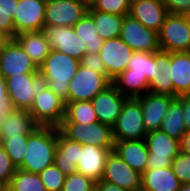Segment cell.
Masks as SVG:
<instances>
[{
	"instance_id": "obj_14",
	"label": "cell",
	"mask_w": 190,
	"mask_h": 191,
	"mask_svg": "<svg viewBox=\"0 0 190 191\" xmlns=\"http://www.w3.org/2000/svg\"><path fill=\"white\" fill-rule=\"evenodd\" d=\"M51 50L65 53L79 61L86 54L85 43L77 36L73 27L51 26L42 30Z\"/></svg>"
},
{
	"instance_id": "obj_32",
	"label": "cell",
	"mask_w": 190,
	"mask_h": 191,
	"mask_svg": "<svg viewBox=\"0 0 190 191\" xmlns=\"http://www.w3.org/2000/svg\"><path fill=\"white\" fill-rule=\"evenodd\" d=\"M65 104V118L62 122L83 123L84 125L98 122V117L91 101L68 102Z\"/></svg>"
},
{
	"instance_id": "obj_1",
	"label": "cell",
	"mask_w": 190,
	"mask_h": 191,
	"mask_svg": "<svg viewBox=\"0 0 190 191\" xmlns=\"http://www.w3.org/2000/svg\"><path fill=\"white\" fill-rule=\"evenodd\" d=\"M155 72L154 53L134 52L127 69L113 79L112 84L122 95L136 98L148 92Z\"/></svg>"
},
{
	"instance_id": "obj_39",
	"label": "cell",
	"mask_w": 190,
	"mask_h": 191,
	"mask_svg": "<svg viewBox=\"0 0 190 191\" xmlns=\"http://www.w3.org/2000/svg\"><path fill=\"white\" fill-rule=\"evenodd\" d=\"M16 169L9 155L0 144V187H7L9 185Z\"/></svg>"
},
{
	"instance_id": "obj_33",
	"label": "cell",
	"mask_w": 190,
	"mask_h": 191,
	"mask_svg": "<svg viewBox=\"0 0 190 191\" xmlns=\"http://www.w3.org/2000/svg\"><path fill=\"white\" fill-rule=\"evenodd\" d=\"M7 191H46L39 174L16 169Z\"/></svg>"
},
{
	"instance_id": "obj_12",
	"label": "cell",
	"mask_w": 190,
	"mask_h": 191,
	"mask_svg": "<svg viewBox=\"0 0 190 191\" xmlns=\"http://www.w3.org/2000/svg\"><path fill=\"white\" fill-rule=\"evenodd\" d=\"M120 38L134 52L154 53L160 50L158 33L144 27L130 15H125Z\"/></svg>"
},
{
	"instance_id": "obj_31",
	"label": "cell",
	"mask_w": 190,
	"mask_h": 191,
	"mask_svg": "<svg viewBox=\"0 0 190 191\" xmlns=\"http://www.w3.org/2000/svg\"><path fill=\"white\" fill-rule=\"evenodd\" d=\"M73 29L78 37L85 43L86 53H99L104 40L97 33L93 18L85 15Z\"/></svg>"
},
{
	"instance_id": "obj_17",
	"label": "cell",
	"mask_w": 190,
	"mask_h": 191,
	"mask_svg": "<svg viewBox=\"0 0 190 191\" xmlns=\"http://www.w3.org/2000/svg\"><path fill=\"white\" fill-rule=\"evenodd\" d=\"M133 53L134 51L120 37L104 40L99 55L111 80L127 69Z\"/></svg>"
},
{
	"instance_id": "obj_40",
	"label": "cell",
	"mask_w": 190,
	"mask_h": 191,
	"mask_svg": "<svg viewBox=\"0 0 190 191\" xmlns=\"http://www.w3.org/2000/svg\"><path fill=\"white\" fill-rule=\"evenodd\" d=\"M80 65L85 68L92 69L93 71L108 76L103 60L99 53H86L80 60Z\"/></svg>"
},
{
	"instance_id": "obj_47",
	"label": "cell",
	"mask_w": 190,
	"mask_h": 191,
	"mask_svg": "<svg viewBox=\"0 0 190 191\" xmlns=\"http://www.w3.org/2000/svg\"><path fill=\"white\" fill-rule=\"evenodd\" d=\"M0 100H8L6 78L0 73Z\"/></svg>"
},
{
	"instance_id": "obj_41",
	"label": "cell",
	"mask_w": 190,
	"mask_h": 191,
	"mask_svg": "<svg viewBox=\"0 0 190 191\" xmlns=\"http://www.w3.org/2000/svg\"><path fill=\"white\" fill-rule=\"evenodd\" d=\"M14 16L15 10L0 9V32L14 39Z\"/></svg>"
},
{
	"instance_id": "obj_34",
	"label": "cell",
	"mask_w": 190,
	"mask_h": 191,
	"mask_svg": "<svg viewBox=\"0 0 190 191\" xmlns=\"http://www.w3.org/2000/svg\"><path fill=\"white\" fill-rule=\"evenodd\" d=\"M27 141L28 135H19L18 137H8L0 143L16 168H19L24 162Z\"/></svg>"
},
{
	"instance_id": "obj_54",
	"label": "cell",
	"mask_w": 190,
	"mask_h": 191,
	"mask_svg": "<svg viewBox=\"0 0 190 191\" xmlns=\"http://www.w3.org/2000/svg\"><path fill=\"white\" fill-rule=\"evenodd\" d=\"M93 0H83V2L91 3Z\"/></svg>"
},
{
	"instance_id": "obj_50",
	"label": "cell",
	"mask_w": 190,
	"mask_h": 191,
	"mask_svg": "<svg viewBox=\"0 0 190 191\" xmlns=\"http://www.w3.org/2000/svg\"><path fill=\"white\" fill-rule=\"evenodd\" d=\"M178 191H190V183L187 184H181Z\"/></svg>"
},
{
	"instance_id": "obj_20",
	"label": "cell",
	"mask_w": 190,
	"mask_h": 191,
	"mask_svg": "<svg viewBox=\"0 0 190 191\" xmlns=\"http://www.w3.org/2000/svg\"><path fill=\"white\" fill-rule=\"evenodd\" d=\"M143 111V122L147 133L159 130L170 102L175 98L168 94H153L146 92L136 97Z\"/></svg>"
},
{
	"instance_id": "obj_5",
	"label": "cell",
	"mask_w": 190,
	"mask_h": 191,
	"mask_svg": "<svg viewBox=\"0 0 190 191\" xmlns=\"http://www.w3.org/2000/svg\"><path fill=\"white\" fill-rule=\"evenodd\" d=\"M59 131L68 139L85 144H92L101 148H114L112 127L101 122L83 123L61 122Z\"/></svg>"
},
{
	"instance_id": "obj_37",
	"label": "cell",
	"mask_w": 190,
	"mask_h": 191,
	"mask_svg": "<svg viewBox=\"0 0 190 191\" xmlns=\"http://www.w3.org/2000/svg\"><path fill=\"white\" fill-rule=\"evenodd\" d=\"M95 188L94 180L77 172L66 176L62 191H93Z\"/></svg>"
},
{
	"instance_id": "obj_11",
	"label": "cell",
	"mask_w": 190,
	"mask_h": 191,
	"mask_svg": "<svg viewBox=\"0 0 190 191\" xmlns=\"http://www.w3.org/2000/svg\"><path fill=\"white\" fill-rule=\"evenodd\" d=\"M65 108V101L47 88L34 97L28 112L40 126L58 127L65 118Z\"/></svg>"
},
{
	"instance_id": "obj_35",
	"label": "cell",
	"mask_w": 190,
	"mask_h": 191,
	"mask_svg": "<svg viewBox=\"0 0 190 191\" xmlns=\"http://www.w3.org/2000/svg\"><path fill=\"white\" fill-rule=\"evenodd\" d=\"M131 0H93L89 7L94 11L114 15H129Z\"/></svg>"
},
{
	"instance_id": "obj_38",
	"label": "cell",
	"mask_w": 190,
	"mask_h": 191,
	"mask_svg": "<svg viewBox=\"0 0 190 191\" xmlns=\"http://www.w3.org/2000/svg\"><path fill=\"white\" fill-rule=\"evenodd\" d=\"M171 167L181 184L190 183V155L180 151L173 159Z\"/></svg>"
},
{
	"instance_id": "obj_42",
	"label": "cell",
	"mask_w": 190,
	"mask_h": 191,
	"mask_svg": "<svg viewBox=\"0 0 190 191\" xmlns=\"http://www.w3.org/2000/svg\"><path fill=\"white\" fill-rule=\"evenodd\" d=\"M162 2L169 13L181 15L190 13V0H162Z\"/></svg>"
},
{
	"instance_id": "obj_23",
	"label": "cell",
	"mask_w": 190,
	"mask_h": 191,
	"mask_svg": "<svg viewBox=\"0 0 190 191\" xmlns=\"http://www.w3.org/2000/svg\"><path fill=\"white\" fill-rule=\"evenodd\" d=\"M114 152L138 173L147 169L149 152L144 139L115 141Z\"/></svg>"
},
{
	"instance_id": "obj_4",
	"label": "cell",
	"mask_w": 190,
	"mask_h": 191,
	"mask_svg": "<svg viewBox=\"0 0 190 191\" xmlns=\"http://www.w3.org/2000/svg\"><path fill=\"white\" fill-rule=\"evenodd\" d=\"M8 101L12 109L29 110L34 97L48 88V81L37 73H22L6 78Z\"/></svg>"
},
{
	"instance_id": "obj_52",
	"label": "cell",
	"mask_w": 190,
	"mask_h": 191,
	"mask_svg": "<svg viewBox=\"0 0 190 191\" xmlns=\"http://www.w3.org/2000/svg\"><path fill=\"white\" fill-rule=\"evenodd\" d=\"M185 16H186V18H187V20L189 22V26H190V13L186 14Z\"/></svg>"
},
{
	"instance_id": "obj_16",
	"label": "cell",
	"mask_w": 190,
	"mask_h": 191,
	"mask_svg": "<svg viewBox=\"0 0 190 191\" xmlns=\"http://www.w3.org/2000/svg\"><path fill=\"white\" fill-rule=\"evenodd\" d=\"M39 68L15 40L5 45L0 53V73L5 77L21 75L22 73H37Z\"/></svg>"
},
{
	"instance_id": "obj_3",
	"label": "cell",
	"mask_w": 190,
	"mask_h": 191,
	"mask_svg": "<svg viewBox=\"0 0 190 191\" xmlns=\"http://www.w3.org/2000/svg\"><path fill=\"white\" fill-rule=\"evenodd\" d=\"M80 61L65 53L51 50L39 67V72L48 81V88L68 103L69 83L75 75Z\"/></svg>"
},
{
	"instance_id": "obj_36",
	"label": "cell",
	"mask_w": 190,
	"mask_h": 191,
	"mask_svg": "<svg viewBox=\"0 0 190 191\" xmlns=\"http://www.w3.org/2000/svg\"><path fill=\"white\" fill-rule=\"evenodd\" d=\"M46 191H62L66 175L54 164L39 173Z\"/></svg>"
},
{
	"instance_id": "obj_28",
	"label": "cell",
	"mask_w": 190,
	"mask_h": 191,
	"mask_svg": "<svg viewBox=\"0 0 190 191\" xmlns=\"http://www.w3.org/2000/svg\"><path fill=\"white\" fill-rule=\"evenodd\" d=\"M141 186L150 191H178L181 183L172 167L146 169L141 174Z\"/></svg>"
},
{
	"instance_id": "obj_22",
	"label": "cell",
	"mask_w": 190,
	"mask_h": 191,
	"mask_svg": "<svg viewBox=\"0 0 190 191\" xmlns=\"http://www.w3.org/2000/svg\"><path fill=\"white\" fill-rule=\"evenodd\" d=\"M38 127L40 125L28 110L10 108L5 112L0 122V143L8 137L30 135Z\"/></svg>"
},
{
	"instance_id": "obj_19",
	"label": "cell",
	"mask_w": 190,
	"mask_h": 191,
	"mask_svg": "<svg viewBox=\"0 0 190 191\" xmlns=\"http://www.w3.org/2000/svg\"><path fill=\"white\" fill-rule=\"evenodd\" d=\"M168 14L162 0H131L129 15L157 33Z\"/></svg>"
},
{
	"instance_id": "obj_46",
	"label": "cell",
	"mask_w": 190,
	"mask_h": 191,
	"mask_svg": "<svg viewBox=\"0 0 190 191\" xmlns=\"http://www.w3.org/2000/svg\"><path fill=\"white\" fill-rule=\"evenodd\" d=\"M18 1L19 0H0V9L2 10H15L18 8Z\"/></svg>"
},
{
	"instance_id": "obj_30",
	"label": "cell",
	"mask_w": 190,
	"mask_h": 191,
	"mask_svg": "<svg viewBox=\"0 0 190 191\" xmlns=\"http://www.w3.org/2000/svg\"><path fill=\"white\" fill-rule=\"evenodd\" d=\"M88 14L93 18L97 33L103 40L118 38L124 22V15H114L94 11L90 7Z\"/></svg>"
},
{
	"instance_id": "obj_51",
	"label": "cell",
	"mask_w": 190,
	"mask_h": 191,
	"mask_svg": "<svg viewBox=\"0 0 190 191\" xmlns=\"http://www.w3.org/2000/svg\"><path fill=\"white\" fill-rule=\"evenodd\" d=\"M135 191H150V190H147V189H145L144 187H140V188H138V189H136Z\"/></svg>"
},
{
	"instance_id": "obj_45",
	"label": "cell",
	"mask_w": 190,
	"mask_h": 191,
	"mask_svg": "<svg viewBox=\"0 0 190 191\" xmlns=\"http://www.w3.org/2000/svg\"><path fill=\"white\" fill-rule=\"evenodd\" d=\"M181 151L190 155V131H187L180 142Z\"/></svg>"
},
{
	"instance_id": "obj_53",
	"label": "cell",
	"mask_w": 190,
	"mask_h": 191,
	"mask_svg": "<svg viewBox=\"0 0 190 191\" xmlns=\"http://www.w3.org/2000/svg\"><path fill=\"white\" fill-rule=\"evenodd\" d=\"M0 191H7V187H0Z\"/></svg>"
},
{
	"instance_id": "obj_21",
	"label": "cell",
	"mask_w": 190,
	"mask_h": 191,
	"mask_svg": "<svg viewBox=\"0 0 190 191\" xmlns=\"http://www.w3.org/2000/svg\"><path fill=\"white\" fill-rule=\"evenodd\" d=\"M113 150L114 148H101L80 143V161L77 164V172L99 182L104 173L107 156Z\"/></svg>"
},
{
	"instance_id": "obj_48",
	"label": "cell",
	"mask_w": 190,
	"mask_h": 191,
	"mask_svg": "<svg viewBox=\"0 0 190 191\" xmlns=\"http://www.w3.org/2000/svg\"><path fill=\"white\" fill-rule=\"evenodd\" d=\"M10 109L8 100H0V122L6 111Z\"/></svg>"
},
{
	"instance_id": "obj_6",
	"label": "cell",
	"mask_w": 190,
	"mask_h": 191,
	"mask_svg": "<svg viewBox=\"0 0 190 191\" xmlns=\"http://www.w3.org/2000/svg\"><path fill=\"white\" fill-rule=\"evenodd\" d=\"M114 141L141 140L147 135L143 122V111L137 98L129 97L122 112L112 127Z\"/></svg>"
},
{
	"instance_id": "obj_44",
	"label": "cell",
	"mask_w": 190,
	"mask_h": 191,
	"mask_svg": "<svg viewBox=\"0 0 190 191\" xmlns=\"http://www.w3.org/2000/svg\"><path fill=\"white\" fill-rule=\"evenodd\" d=\"M96 188L98 191H128L106 181L96 182Z\"/></svg>"
},
{
	"instance_id": "obj_15",
	"label": "cell",
	"mask_w": 190,
	"mask_h": 191,
	"mask_svg": "<svg viewBox=\"0 0 190 191\" xmlns=\"http://www.w3.org/2000/svg\"><path fill=\"white\" fill-rule=\"evenodd\" d=\"M100 181L115 184L122 189L135 191L141 187V174L133 170L114 150L109 153Z\"/></svg>"
},
{
	"instance_id": "obj_9",
	"label": "cell",
	"mask_w": 190,
	"mask_h": 191,
	"mask_svg": "<svg viewBox=\"0 0 190 191\" xmlns=\"http://www.w3.org/2000/svg\"><path fill=\"white\" fill-rule=\"evenodd\" d=\"M144 140L149 152L147 169L171 167L181 151L180 141L161 130L147 133Z\"/></svg>"
},
{
	"instance_id": "obj_27",
	"label": "cell",
	"mask_w": 190,
	"mask_h": 191,
	"mask_svg": "<svg viewBox=\"0 0 190 191\" xmlns=\"http://www.w3.org/2000/svg\"><path fill=\"white\" fill-rule=\"evenodd\" d=\"M39 68L50 54V45L43 31L23 32L14 38Z\"/></svg>"
},
{
	"instance_id": "obj_2",
	"label": "cell",
	"mask_w": 190,
	"mask_h": 191,
	"mask_svg": "<svg viewBox=\"0 0 190 191\" xmlns=\"http://www.w3.org/2000/svg\"><path fill=\"white\" fill-rule=\"evenodd\" d=\"M57 149V127L40 126L28 135L24 162L19 169L39 174L54 164Z\"/></svg>"
},
{
	"instance_id": "obj_8",
	"label": "cell",
	"mask_w": 190,
	"mask_h": 191,
	"mask_svg": "<svg viewBox=\"0 0 190 191\" xmlns=\"http://www.w3.org/2000/svg\"><path fill=\"white\" fill-rule=\"evenodd\" d=\"M111 84L108 76L79 65L69 83L68 102L91 101Z\"/></svg>"
},
{
	"instance_id": "obj_26",
	"label": "cell",
	"mask_w": 190,
	"mask_h": 191,
	"mask_svg": "<svg viewBox=\"0 0 190 191\" xmlns=\"http://www.w3.org/2000/svg\"><path fill=\"white\" fill-rule=\"evenodd\" d=\"M156 72L149 83L148 92L153 94H168L174 97L173 82L170 77L171 53L163 50L154 52Z\"/></svg>"
},
{
	"instance_id": "obj_18",
	"label": "cell",
	"mask_w": 190,
	"mask_h": 191,
	"mask_svg": "<svg viewBox=\"0 0 190 191\" xmlns=\"http://www.w3.org/2000/svg\"><path fill=\"white\" fill-rule=\"evenodd\" d=\"M128 98L129 97L122 95L113 84L98 93L91 100L98 121L113 127L122 112L124 102Z\"/></svg>"
},
{
	"instance_id": "obj_10",
	"label": "cell",
	"mask_w": 190,
	"mask_h": 191,
	"mask_svg": "<svg viewBox=\"0 0 190 191\" xmlns=\"http://www.w3.org/2000/svg\"><path fill=\"white\" fill-rule=\"evenodd\" d=\"M89 3L78 0H47L45 27H73L88 14Z\"/></svg>"
},
{
	"instance_id": "obj_7",
	"label": "cell",
	"mask_w": 190,
	"mask_h": 191,
	"mask_svg": "<svg viewBox=\"0 0 190 191\" xmlns=\"http://www.w3.org/2000/svg\"><path fill=\"white\" fill-rule=\"evenodd\" d=\"M160 50L166 52L190 51V26L185 15L169 13L158 32Z\"/></svg>"
},
{
	"instance_id": "obj_43",
	"label": "cell",
	"mask_w": 190,
	"mask_h": 191,
	"mask_svg": "<svg viewBox=\"0 0 190 191\" xmlns=\"http://www.w3.org/2000/svg\"><path fill=\"white\" fill-rule=\"evenodd\" d=\"M182 103L183 118L186 130L190 131V95H181L177 97Z\"/></svg>"
},
{
	"instance_id": "obj_25",
	"label": "cell",
	"mask_w": 190,
	"mask_h": 191,
	"mask_svg": "<svg viewBox=\"0 0 190 191\" xmlns=\"http://www.w3.org/2000/svg\"><path fill=\"white\" fill-rule=\"evenodd\" d=\"M170 77L174 97L190 94V51L171 53Z\"/></svg>"
},
{
	"instance_id": "obj_49",
	"label": "cell",
	"mask_w": 190,
	"mask_h": 191,
	"mask_svg": "<svg viewBox=\"0 0 190 191\" xmlns=\"http://www.w3.org/2000/svg\"><path fill=\"white\" fill-rule=\"evenodd\" d=\"M10 37L7 36L5 33L0 32V53L4 49L5 45L10 41Z\"/></svg>"
},
{
	"instance_id": "obj_13",
	"label": "cell",
	"mask_w": 190,
	"mask_h": 191,
	"mask_svg": "<svg viewBox=\"0 0 190 191\" xmlns=\"http://www.w3.org/2000/svg\"><path fill=\"white\" fill-rule=\"evenodd\" d=\"M47 0H19L14 16V38L23 32L42 31L45 27Z\"/></svg>"
},
{
	"instance_id": "obj_24",
	"label": "cell",
	"mask_w": 190,
	"mask_h": 191,
	"mask_svg": "<svg viewBox=\"0 0 190 191\" xmlns=\"http://www.w3.org/2000/svg\"><path fill=\"white\" fill-rule=\"evenodd\" d=\"M80 161V143L66 138L57 127L55 165L67 176L77 173Z\"/></svg>"
},
{
	"instance_id": "obj_29",
	"label": "cell",
	"mask_w": 190,
	"mask_h": 191,
	"mask_svg": "<svg viewBox=\"0 0 190 191\" xmlns=\"http://www.w3.org/2000/svg\"><path fill=\"white\" fill-rule=\"evenodd\" d=\"M159 130L180 142L184 134L187 132L183 118L182 103L177 97L170 102Z\"/></svg>"
}]
</instances>
